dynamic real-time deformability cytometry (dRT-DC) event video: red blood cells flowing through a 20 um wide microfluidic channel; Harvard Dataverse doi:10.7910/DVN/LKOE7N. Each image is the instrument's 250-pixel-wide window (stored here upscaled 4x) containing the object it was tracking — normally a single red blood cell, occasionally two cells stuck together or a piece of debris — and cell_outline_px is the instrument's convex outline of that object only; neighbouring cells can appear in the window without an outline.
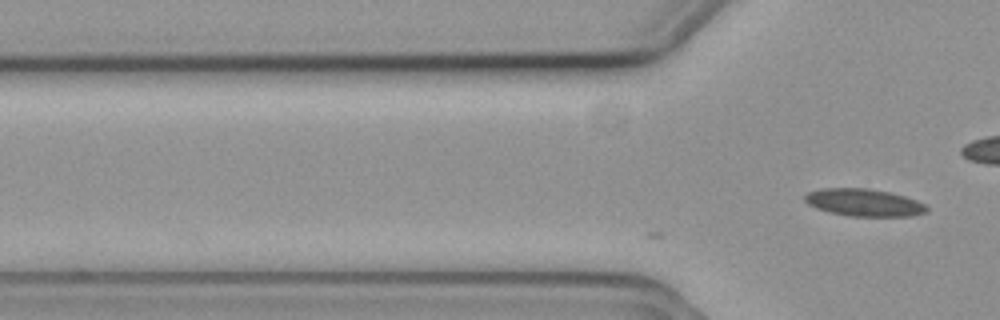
{"species": "common noctule bat (a hibernating species)", "species_latin": "Nyctalus noctula", "temperature_condition": "cold", "stored_images_in_passage": 3, "camera_frame_rate_fps": 3000, "um_per_image_px": 0.085, "animal": {"sex": "female", "body_mass_g": 19.3, "forearm_length_mm": 54.1}, "frame": {"image": 1, "passage_image": 3, "time_ms": 0.667, "image_size_px": [1000, 320], "cell_outline_px": [[928, 212], [912, 216], [848, 216], [828, 212], [816, 208], [808, 204], [804, 200], [804, 196], [808, 192], [820, 188], [868, 188], [892, 192], [916, 200], [924, 204], [928, 208]], "centroid_in_image_um": [73.43, 17.21], "position_along_channel_um": 52.4, "area_um2": 19.65}}